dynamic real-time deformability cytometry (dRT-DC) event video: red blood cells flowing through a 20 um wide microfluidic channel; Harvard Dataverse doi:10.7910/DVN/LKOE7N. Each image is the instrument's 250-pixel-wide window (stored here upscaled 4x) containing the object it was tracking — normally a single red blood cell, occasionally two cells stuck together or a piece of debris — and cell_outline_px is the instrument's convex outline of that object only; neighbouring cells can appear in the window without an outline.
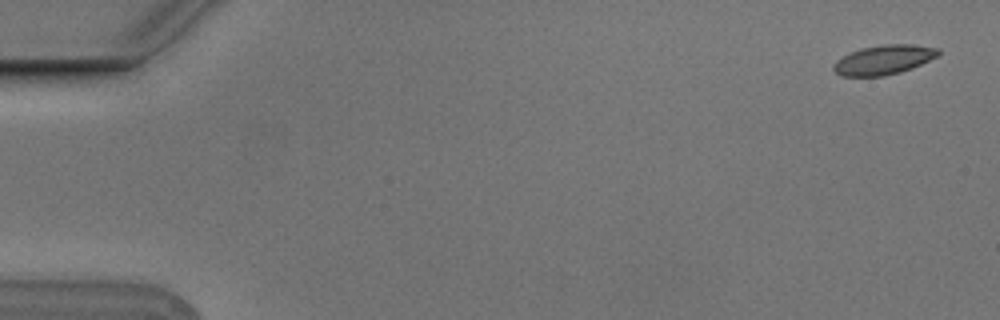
{"species": "Egyptian fruit bat (a non-hibernating species)", "species_latin": "Rousettus aegyptiacus", "temperature_condition": "cold", "stored_images_in_passage": 4, "camera_frame_rate_fps": 3000, "um_per_image_px": 0.085, "animal": {"sex": "male"}, "frame": {"image": 1, "passage_image": 1, "time_ms": 0.0, "image_size_px": [1000, 320], "cell_outline_px": [[940, 56], [912, 68], [900, 72], [884, 76], [840, 76], [832, 68], [836, 60], [860, 48], [884, 44], [912, 44], [940, 48]], "centroid_in_image_um": [75.16, 5.08], "position_along_channel_um": 9.8, "area_um2": 18.09}}